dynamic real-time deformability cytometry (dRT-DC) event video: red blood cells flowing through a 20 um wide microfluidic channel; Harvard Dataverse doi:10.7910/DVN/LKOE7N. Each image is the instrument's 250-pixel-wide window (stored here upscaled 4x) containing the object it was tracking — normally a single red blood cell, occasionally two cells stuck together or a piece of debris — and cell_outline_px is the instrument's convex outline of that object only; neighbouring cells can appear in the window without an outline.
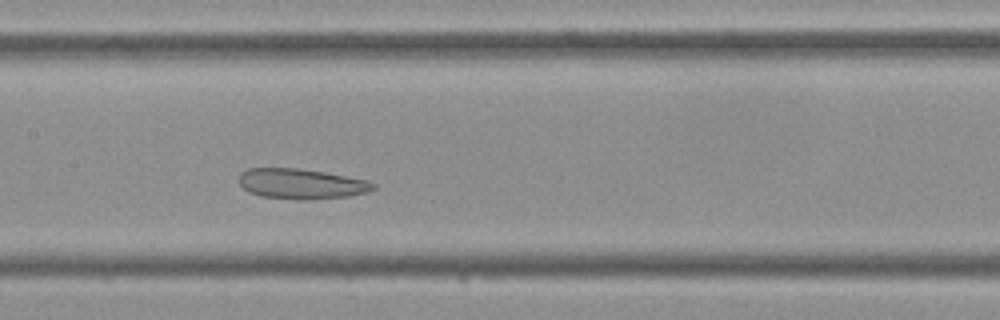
{"species": "Egyptian fruit bat (a non-hibernating species)", "species_latin": "Rousettus aegyptiacus", "temperature_condition": "cold", "stored_images_in_passage": 35, "camera_frame_rate_fps": 3000, "um_per_image_px": 0.085, "frame": {"image": 1, "passage_image": 12, "time_ms": 3.667, "image_size_px": [1000, 320], "cell_outline_px": [[376, 188], [368, 192], [348, 196], [312, 200], [296, 200], [260, 196], [248, 192], [236, 180], [240, 172], [248, 168], [296, 168], [324, 172], [368, 180], [376, 184]], "centroid_in_image_um": [25.58, 15.63], "position_along_channel_um": 181.8, "area_um2": 24.04}}
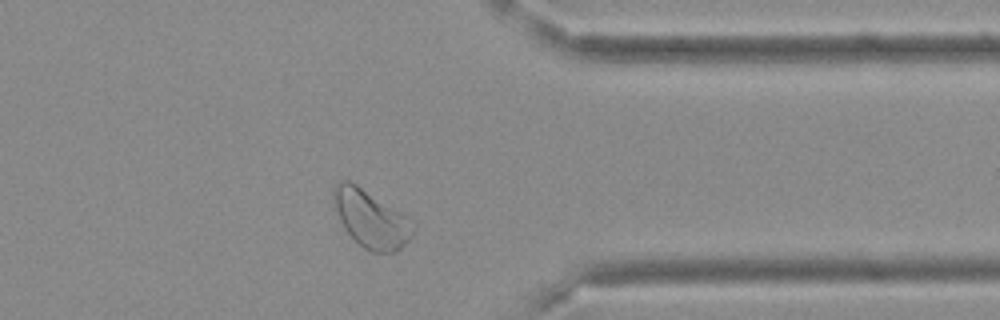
{"frame": {"image": 2, "passage_image": 26, "time_ms": 8.333, "image_size_px": [1000, 320], "cell_outline_px": [[416, 228], [412, 236], [396, 252], [372, 252], [364, 248], [344, 228], [332, 208], [332, 188], [340, 180], [352, 180], [408, 216], [416, 224]], "centroid_in_image_um": [31.51, 18.55], "position_along_channel_um": 379.9, "area_um2": 27.28}}
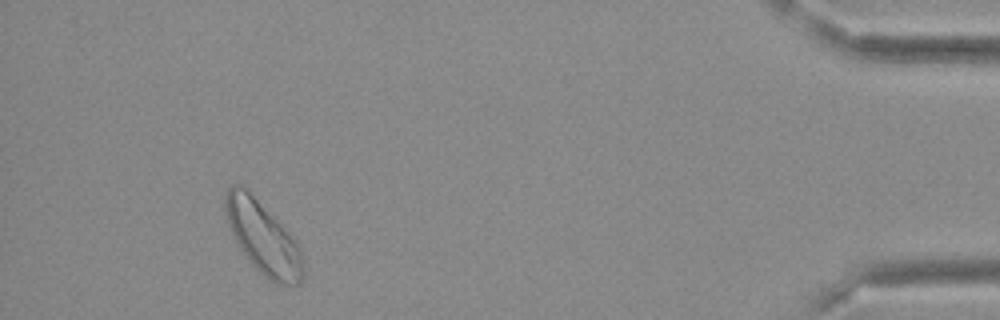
{"frame": {"image": 3, "passage_image": 32, "time_ms": 10.333, "image_size_px": [1000, 320], "cell_outline_px": [[304, 276], [300, 284], [284, 288], [268, 280], [248, 260], [240, 248], [228, 224], [224, 208], [224, 196], [228, 188], [232, 184], [244, 184], [248, 188], [296, 240], [300, 248], [304, 268]], "centroid_in_image_um": [22.37, 20.21], "position_along_channel_um": 412.8, "area_um2": 33.41}}